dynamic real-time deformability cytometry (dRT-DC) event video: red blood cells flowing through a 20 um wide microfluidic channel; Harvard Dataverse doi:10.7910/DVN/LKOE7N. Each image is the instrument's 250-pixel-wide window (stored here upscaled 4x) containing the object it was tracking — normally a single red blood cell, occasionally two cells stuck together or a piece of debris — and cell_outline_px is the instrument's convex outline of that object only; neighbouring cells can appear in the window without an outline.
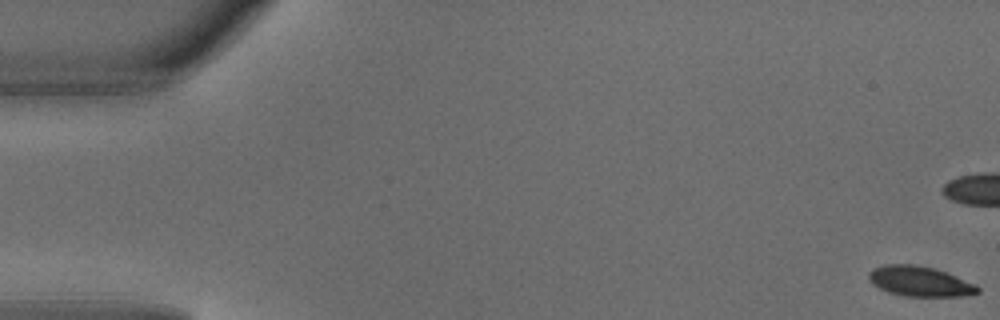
{"species": "common noctule bat (a hibernating species)", "species_latin": "Nyctalus noctula", "temperature_condition": "warm", "stored_images_in_passage": 5, "camera_frame_rate_fps": 3000, "um_per_image_px": 0.085, "animal": {"sex": "male", "body_mass_g": 18.8}, "frame": {"image": 1, "passage_image": 1, "time_ms": 0.0, "image_size_px": [1000, 320], "cell_outline_px": [[980, 292], [960, 296], [904, 296], [888, 292], [872, 284], [868, 280], [868, 272], [872, 268], [884, 264], [912, 264], [936, 268], [948, 272], [976, 284], [980, 288]], "centroid_in_image_um": [78.17, 23.9], "position_along_channel_um": 6.8, "area_um2": 19.36}}